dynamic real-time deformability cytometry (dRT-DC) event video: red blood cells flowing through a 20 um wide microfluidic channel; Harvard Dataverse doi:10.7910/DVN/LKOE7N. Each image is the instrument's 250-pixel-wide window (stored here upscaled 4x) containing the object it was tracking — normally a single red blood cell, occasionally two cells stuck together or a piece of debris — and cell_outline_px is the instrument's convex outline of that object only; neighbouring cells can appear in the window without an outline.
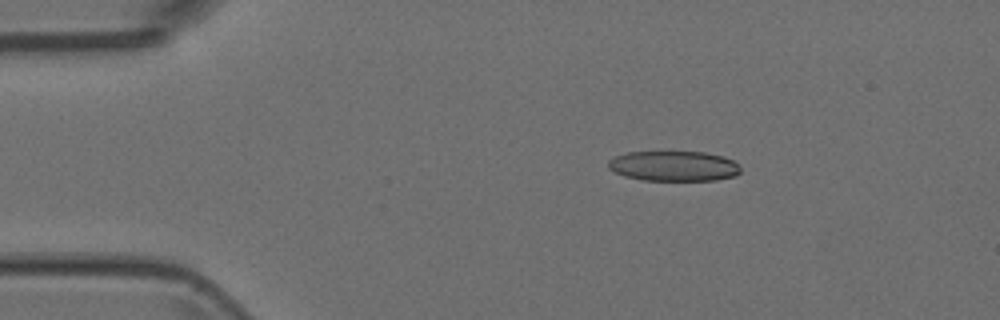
{"species": "Egyptian fruit bat (a non-hibernating species)", "species_latin": "Rousettus aegyptiacus", "temperature_condition": "room temperature", "stored_images_in_passage": 6, "camera_frame_rate_fps": 3000, "um_per_image_px": 0.085, "animal": {"sex": "female"}, "frame": {"image": 1, "passage_image": 3, "time_ms": 0.667, "image_size_px": [1000, 320], "cell_outline_px": [[740, 172], [736, 176], [716, 180], [644, 180], [624, 176], [608, 168], [608, 160], [612, 156], [628, 152], [704, 152], [724, 156], [732, 160], [740, 168]], "centroid_in_image_um": [57.25, 14.11], "position_along_channel_um": 27.7, "area_um2": 23.29}}
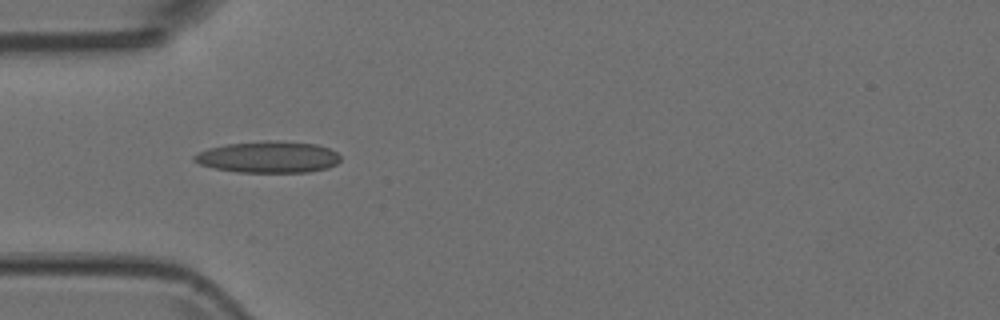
{"frame": {"image": 2, "passage_image": 5, "time_ms": 1.333, "image_size_px": [1000, 320], "cell_outline_px": [[340, 160], [336, 164], [328, 168], [308, 172], [236, 172], [212, 168], [200, 164], [192, 160], [192, 156], [208, 148], [224, 144], [264, 140], [276, 140], [316, 144], [328, 148], [336, 152], [340, 156]], "centroid_in_image_um": [22.78, 13.34], "position_along_channel_um": 62.2, "area_um2": 27.11}}
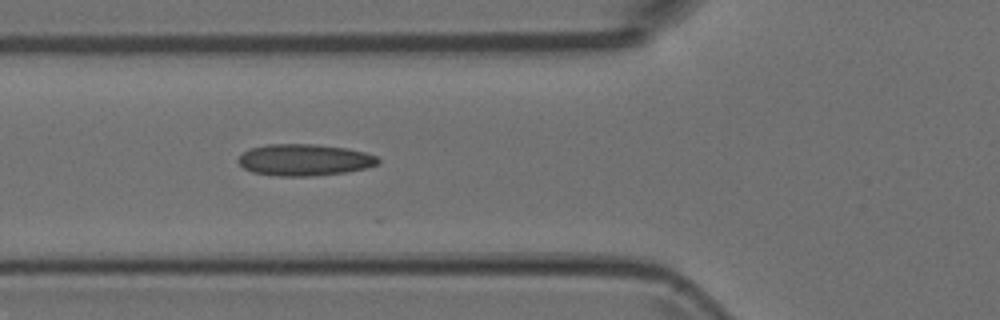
{"frame": {"image": 3, "passage_image": 6, "time_ms": 1.667, "image_size_px": [1000, 320], "cell_outline_px": [[380, 164], [364, 168], [344, 172], [308, 176], [276, 176], [252, 172], [244, 168], [236, 160], [244, 152], [252, 148], [268, 144], [316, 144], [348, 148], [364, 152], [376, 156], [380, 160]], "centroid_in_image_um": [25.87, 13.59], "position_along_channel_um": 99.9, "area_um2": 25.66}}